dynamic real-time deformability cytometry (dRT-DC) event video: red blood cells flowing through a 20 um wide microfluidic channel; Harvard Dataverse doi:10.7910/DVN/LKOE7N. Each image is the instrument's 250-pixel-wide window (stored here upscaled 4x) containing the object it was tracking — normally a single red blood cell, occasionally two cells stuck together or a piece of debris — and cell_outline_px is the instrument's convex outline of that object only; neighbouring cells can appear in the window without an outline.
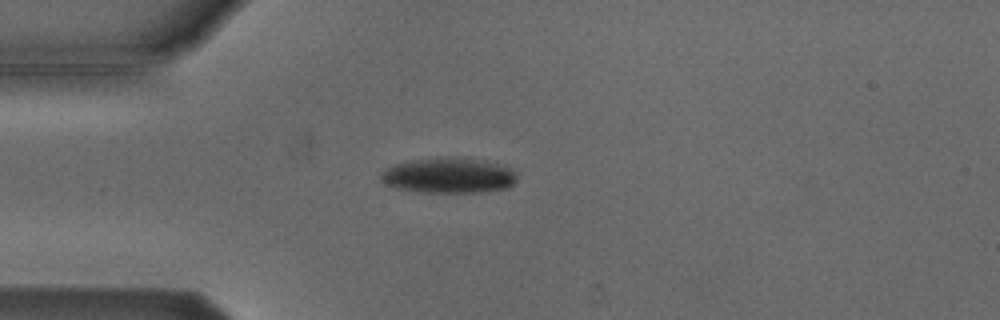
{"species": "Egyptian fruit bat (a non-hibernating species)", "species_latin": "Rousettus aegyptiacus", "temperature_condition": "cold", "stored_images_in_passage": 4, "camera_frame_rate_fps": 3000, "um_per_image_px": 0.085, "animal": {"sex": "male"}, "frame": {"image": 1, "passage_image": 3, "time_ms": 3.333, "image_size_px": [1000, 320], "cell_outline_px": [[516, 180], [508, 188], [480, 192], [420, 192], [396, 188], [384, 184], [380, 180], [380, 172], [384, 168], [392, 164], [408, 160], [444, 156], [460, 156], [484, 160], [512, 168], [516, 172]], "centroid_in_image_um": [38.09, 14.89], "position_along_channel_um": 46.9, "area_um2": 28.78}}